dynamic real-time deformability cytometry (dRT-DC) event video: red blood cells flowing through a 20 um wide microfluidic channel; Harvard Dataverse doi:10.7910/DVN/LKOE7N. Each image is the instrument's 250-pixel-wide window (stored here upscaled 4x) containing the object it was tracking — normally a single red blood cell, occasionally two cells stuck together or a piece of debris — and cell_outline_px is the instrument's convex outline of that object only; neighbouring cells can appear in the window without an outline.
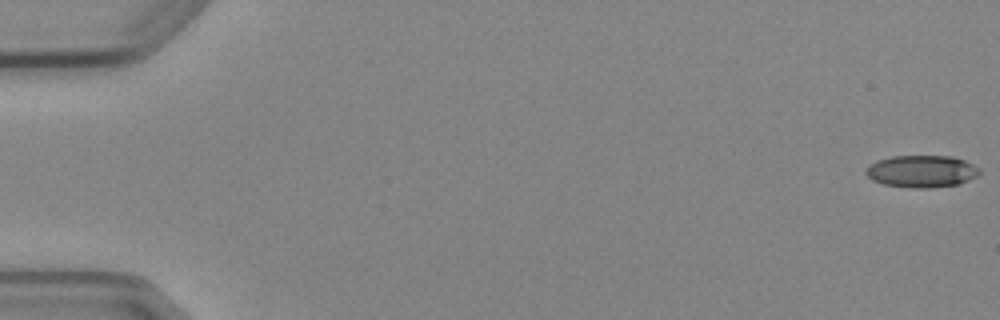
{"species": "Egyptian fruit bat (a non-hibernating species)", "species_latin": "Rousettus aegyptiacus", "temperature_condition": "cold", "stored_images_in_passage": 7, "camera_frame_rate_fps": 3000, "um_per_image_px": 0.085, "animal": {"sex": "female"}, "frame": {"image": 1, "passage_image": 1, "time_ms": 0.0, "image_size_px": [1000, 320], "cell_outline_px": [[980, 172], [976, 176], [968, 180], [956, 184], [928, 188], [912, 188], [884, 184], [872, 180], [864, 172], [864, 168], [868, 164], [876, 160], [892, 156], [952, 156], [964, 160], [980, 168]], "centroid_in_image_um": [78.29, 14.55], "position_along_channel_um": 6.7, "area_um2": 21.33}}
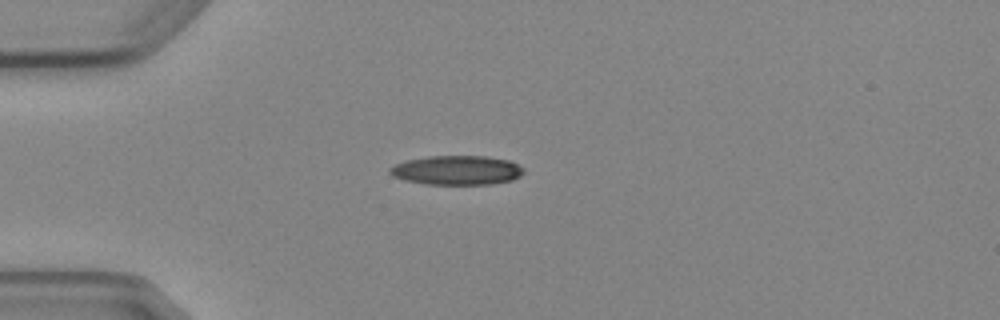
{"frame": {"image": 2, "passage_image": 5, "time_ms": 4.667, "image_size_px": [1000, 320], "cell_outline_px": [[524, 172], [520, 176], [512, 180], [488, 184], [424, 184], [404, 180], [392, 176], [388, 172], [388, 168], [396, 164], [408, 160], [428, 156], [484, 156], [508, 160], [524, 168]], "centroid_in_image_um": [38.8, 14.47], "position_along_channel_um": 46.2, "area_um2": 22.77}}
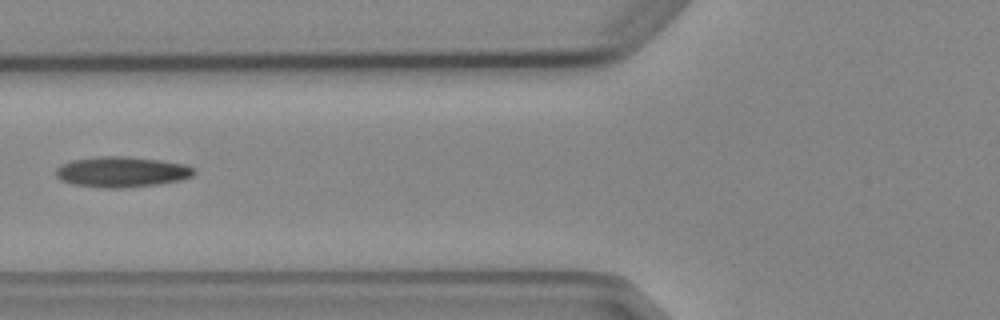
{"frame": {"image": 3, "passage_image": 7, "time_ms": 7.0, "image_size_px": [1000, 320], "cell_outline_px": [[196, 172], [192, 176], [180, 180], [160, 184], [120, 188], [104, 188], [72, 184], [60, 180], [56, 176], [56, 168], [60, 164], [72, 160], [100, 156], [128, 156], [184, 164], [196, 168]], "centroid_in_image_um": [10.33, 14.61], "position_along_channel_um": 115.5, "area_um2": 24.68}}